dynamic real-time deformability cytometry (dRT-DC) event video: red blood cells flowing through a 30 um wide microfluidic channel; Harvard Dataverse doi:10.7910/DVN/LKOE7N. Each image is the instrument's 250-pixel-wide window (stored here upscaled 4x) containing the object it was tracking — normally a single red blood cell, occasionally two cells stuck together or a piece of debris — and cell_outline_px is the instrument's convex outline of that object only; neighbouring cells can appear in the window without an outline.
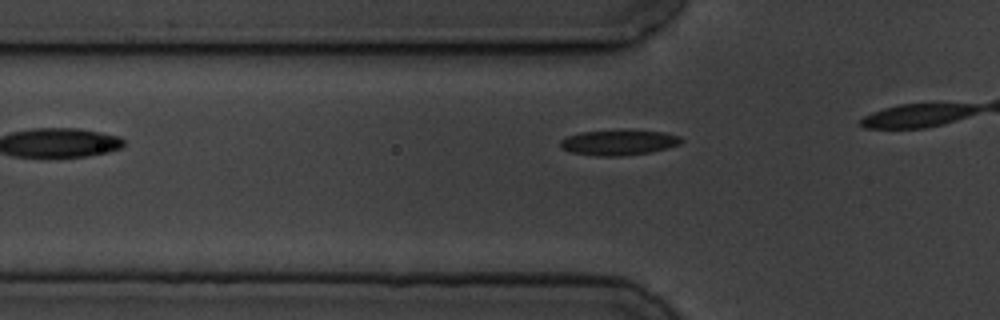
{"species": "common noctule bat (a hibernating species)", "species_latin": "Nyctalus noctula", "temperature_condition": "cold", "stored_images_in_passage": 2, "camera_frame_rate_fps": 3000, "um_per_image_px": 0.085, "animal": {"sex": "male", "body_mass_g": 19.5, "forearm_length_mm": 54.6}, "frame": {"image": 1, "passage_image": 2, "time_ms": 1.333, "image_size_px": [1000, 320], "cell_outline_px": [[684, 140], [680, 144], [668, 148], [652, 152], [620, 156], [596, 156], [572, 152], [560, 148], [560, 140], [568, 136], [580, 132], [664, 132], [680, 136]], "centroid_in_image_um": [52.6, 12.15], "position_along_channel_um": 73.2, "area_um2": 17.28}}